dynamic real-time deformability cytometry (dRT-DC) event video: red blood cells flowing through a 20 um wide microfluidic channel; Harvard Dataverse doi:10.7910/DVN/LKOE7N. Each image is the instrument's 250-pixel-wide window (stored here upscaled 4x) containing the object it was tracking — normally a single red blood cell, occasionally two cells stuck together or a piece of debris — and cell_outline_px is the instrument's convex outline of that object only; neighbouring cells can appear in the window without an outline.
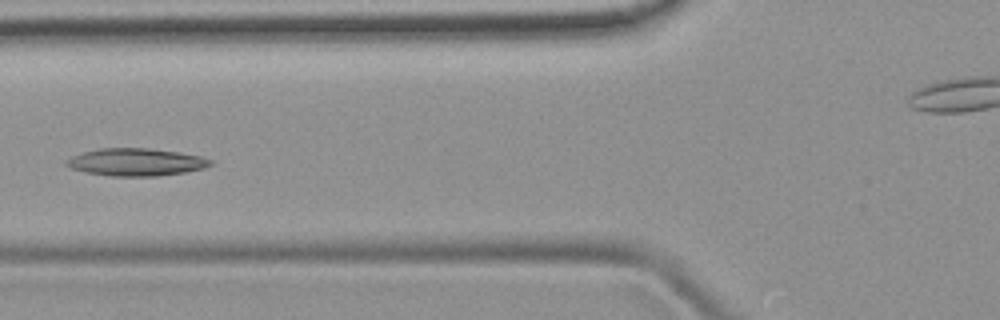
{"species": "common noctule bat (a hibernating species)", "species_latin": "Nyctalus noctula", "temperature_condition": "room temperature", "stored_images_in_passage": 5, "camera_frame_rate_fps": 3000, "um_per_image_px": 0.085, "animal": {"sex": "female", "body_mass_g": 19.9}, "frame": {"image": 1, "passage_image": 5, "time_ms": 5.667, "image_size_px": [1000, 320], "cell_outline_px": [[212, 164], [204, 168], [184, 172], [160, 176], [108, 176], [88, 172], [72, 168], [64, 164], [64, 160], [72, 156], [84, 152], [100, 148], [148, 148], [180, 152], [200, 156], [212, 160]], "centroid_in_image_um": [11.56, 13.78], "position_along_channel_um": 114.2, "area_um2": 23.06}}